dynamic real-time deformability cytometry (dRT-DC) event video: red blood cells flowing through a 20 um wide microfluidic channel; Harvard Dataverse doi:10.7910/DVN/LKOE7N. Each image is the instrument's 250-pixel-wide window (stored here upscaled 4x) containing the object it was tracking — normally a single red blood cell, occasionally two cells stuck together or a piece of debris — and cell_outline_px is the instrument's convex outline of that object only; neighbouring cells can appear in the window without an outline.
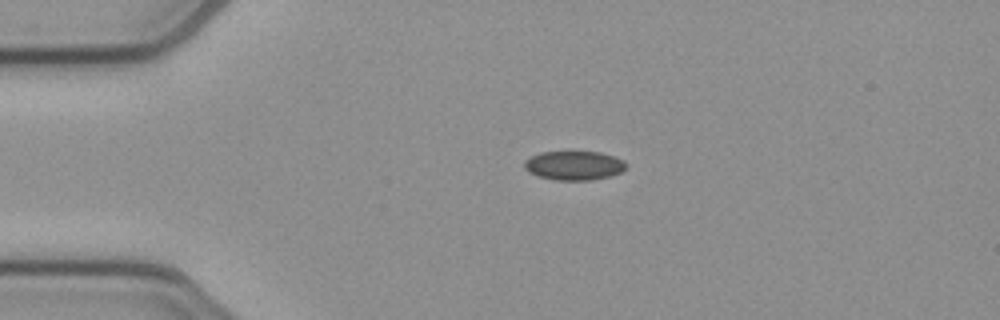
{"species": "common noctule bat (a hibernating species)", "species_latin": "Nyctalus noctula", "temperature_condition": "cold", "stored_images_in_passage": 42, "camera_frame_rate_fps": 3000, "um_per_image_px": 0.085, "animal": {"sex": "female", "body_mass_g": 21.9}, "frame": {"image": 1, "passage_image": 1, "time_ms": 0.0, "image_size_px": [1000, 320], "cell_outline_px": [[628, 168], [620, 172], [608, 176], [592, 180], [552, 180], [536, 176], [528, 172], [524, 168], [524, 160], [540, 152], [600, 152], [624, 160], [628, 164]], "centroid_in_image_um": [48.78, 14.07], "position_along_channel_um": 36.2, "area_um2": 17.4}}
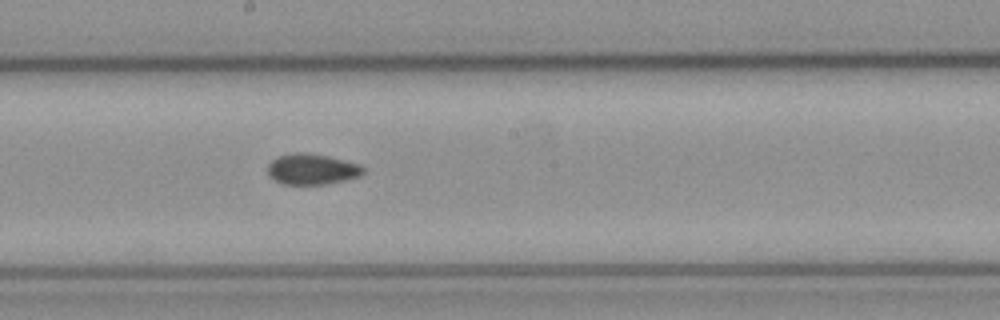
{"frame": {"image": 2, "passage_image": 18, "time_ms": 5.667, "image_size_px": [1000, 320], "cell_outline_px": [[364, 172], [360, 176], [328, 184], [284, 184], [268, 176], [268, 164], [272, 160], [280, 156], [292, 152], [304, 152], [328, 156], [360, 164], [364, 168]], "centroid_in_image_um": [26.52, 14.37], "position_along_channel_um": 221.7, "area_um2": 17.11}}
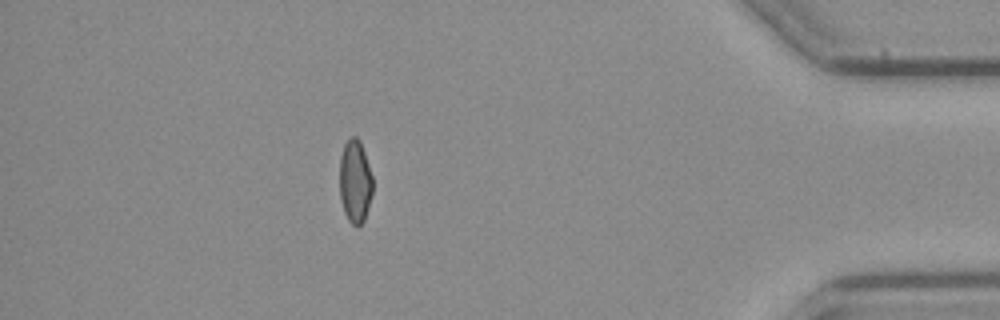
{"frame": {"image": 3, "passage_image": 36, "time_ms": 11.667, "image_size_px": [1000, 320], "cell_outline_px": [[372, 192], [364, 220], [356, 228], [348, 220], [344, 212], [340, 200], [340, 156], [344, 144], [352, 136], [356, 136], [360, 140], [372, 176]], "centroid_in_image_um": [30.16, 15.43], "position_along_channel_um": 405.0, "area_um2": 15.95}, "authors_computed_cell_mechanics": {"area_um2": 16.9932, "velocity_mm_per_s": 3.8835, "shape_relaxation_time_tau1_ms": null, "shape_relaxation_time_tau2_ms": 4.9084, "deformation_change_tau1": null, "deformation_change_tau2": 0.0807}}